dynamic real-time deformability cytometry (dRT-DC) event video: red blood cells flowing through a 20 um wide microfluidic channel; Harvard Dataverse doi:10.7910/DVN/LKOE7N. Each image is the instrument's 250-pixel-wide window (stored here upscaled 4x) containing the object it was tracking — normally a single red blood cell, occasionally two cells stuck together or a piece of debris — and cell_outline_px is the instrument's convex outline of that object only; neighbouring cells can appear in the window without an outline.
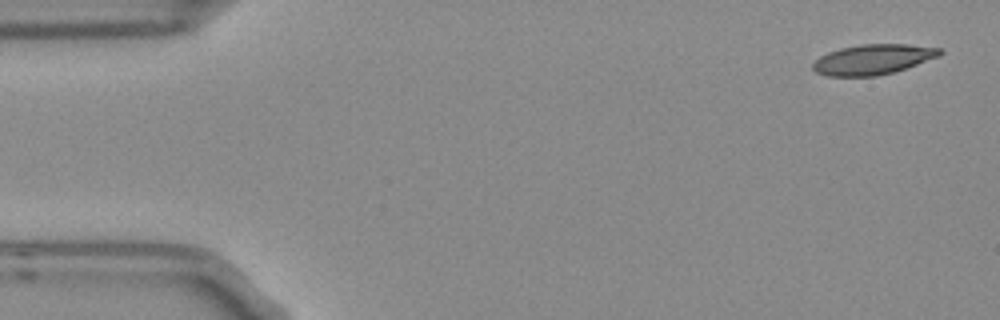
{"species": "Egyptian fruit bat (a non-hibernating species)", "species_latin": "Rousettus aegyptiacus", "temperature_condition": "room temperature", "stored_images_in_passage": 5, "camera_frame_rate_fps": 3000, "um_per_image_px": 0.085, "frame": {"image": 1, "passage_image": 1, "time_ms": 0.0, "image_size_px": [1000, 320], "cell_outline_px": [[944, 52], [940, 56], [892, 72], [876, 76], [828, 76], [816, 72], [812, 68], [812, 64], [820, 56], [828, 52], [840, 48], [860, 44], [908, 44], [940, 48]], "centroid_in_image_um": [74.19, 5.04], "position_along_channel_um": 10.8, "area_um2": 22.2}}
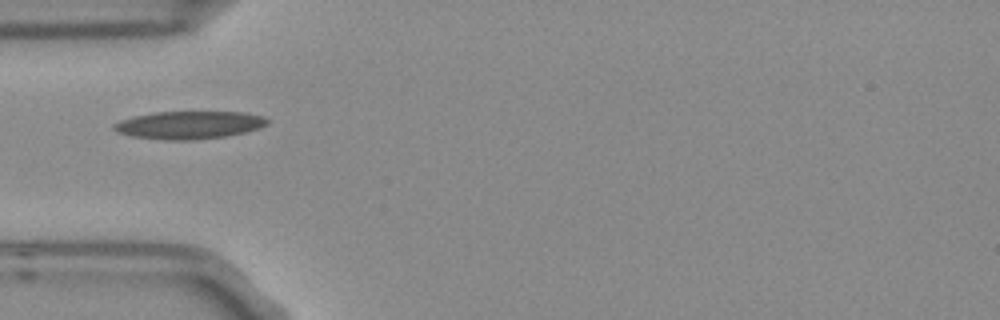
{"frame": {"image": 2, "passage_image": 5, "time_ms": 1.333, "image_size_px": [1000, 320], "cell_outline_px": [[268, 124], [244, 132], [224, 136], [192, 140], [164, 140], [132, 136], [116, 132], [112, 128], [112, 124], [120, 120], [132, 116], [156, 112], [248, 112], [264, 116], [268, 120]], "centroid_in_image_um": [16.03, 10.62], "position_along_channel_um": 69.0, "area_um2": 24.85}}